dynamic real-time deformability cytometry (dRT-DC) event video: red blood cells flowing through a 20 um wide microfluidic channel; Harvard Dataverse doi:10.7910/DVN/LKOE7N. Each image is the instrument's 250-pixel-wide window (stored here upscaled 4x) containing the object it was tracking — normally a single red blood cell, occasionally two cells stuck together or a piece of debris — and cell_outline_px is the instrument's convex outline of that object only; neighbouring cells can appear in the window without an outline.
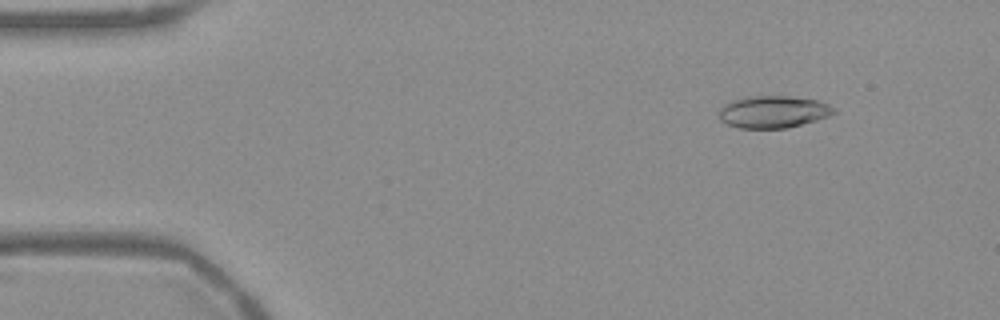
{"species": "Egyptian fruit bat (a non-hibernating species)", "species_latin": "Rousettus aegyptiacus", "temperature_condition": "warm", "stored_images_in_passage": 54, "camera_frame_rate_fps": 3000, "um_per_image_px": 0.085, "frame": {"image": 1, "passage_image": 6, "time_ms": 1.667, "image_size_px": [1000, 320], "cell_outline_px": [[836, 112], [828, 116], [816, 120], [784, 128], [740, 128], [728, 124], [720, 120], [720, 108], [724, 104], [732, 100], [748, 96], [788, 96], [816, 100], [828, 104]], "centroid_in_image_um": [65.69, 9.5], "position_along_channel_um": 19.3, "area_um2": 21.21}}
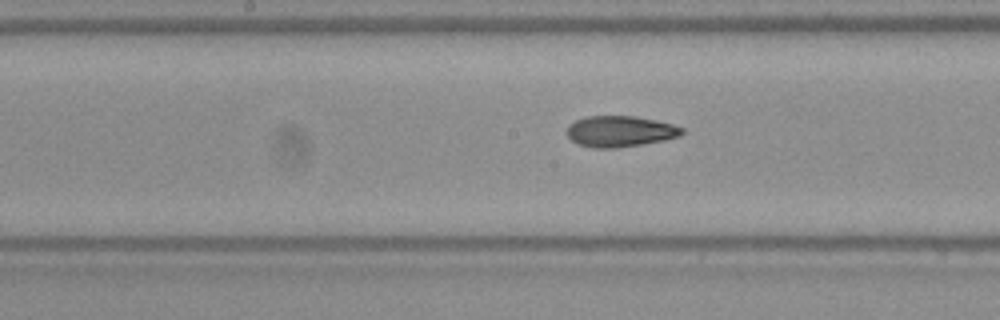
{"frame": {"image": 2, "passage_image": 27, "time_ms": 8.667, "image_size_px": [1000, 320], "cell_outline_px": [[684, 132], [680, 136], [664, 140], [616, 148], [592, 148], [580, 144], [572, 140], [564, 132], [568, 124], [576, 120], [588, 116], [632, 116], [656, 120], [672, 124], [684, 128]], "centroid_in_image_um": [52.68, 11.16], "position_along_channel_um": 195.5, "area_um2": 20.81}}
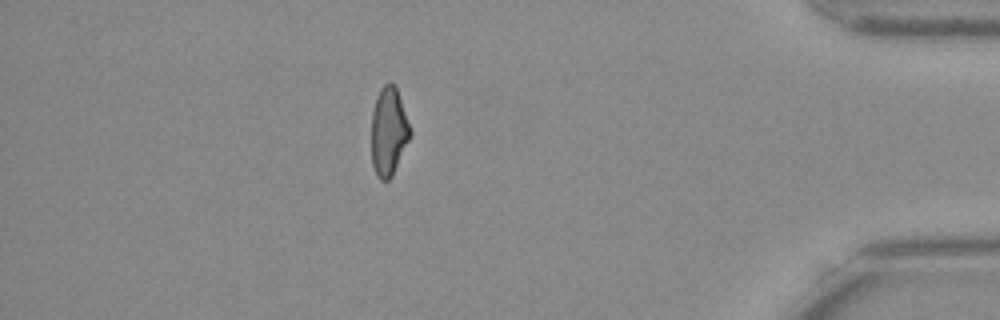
{"frame": {"image": 3, "passage_image": 47, "time_ms": 15.333, "image_size_px": [1000, 320], "cell_outline_px": [[412, 136], [392, 176], [388, 180], [380, 180], [376, 176], [372, 164], [372, 112], [376, 96], [380, 88], [384, 84], [392, 84], [396, 88], [412, 132]], "centroid_in_image_um": [33.04, 11.22], "position_along_channel_um": 402.2, "area_um2": 19.94}, "authors_computed_cell_mechanics": {"area_um2": 21.0103, "velocity_mm_per_s": 3.7666, "shape_relaxation_time_tau1_ms": null, "shape_relaxation_time_tau2_ms": 2.9736, "deformation_change_tau1": null, "deformation_change_tau2": 0.0968}}